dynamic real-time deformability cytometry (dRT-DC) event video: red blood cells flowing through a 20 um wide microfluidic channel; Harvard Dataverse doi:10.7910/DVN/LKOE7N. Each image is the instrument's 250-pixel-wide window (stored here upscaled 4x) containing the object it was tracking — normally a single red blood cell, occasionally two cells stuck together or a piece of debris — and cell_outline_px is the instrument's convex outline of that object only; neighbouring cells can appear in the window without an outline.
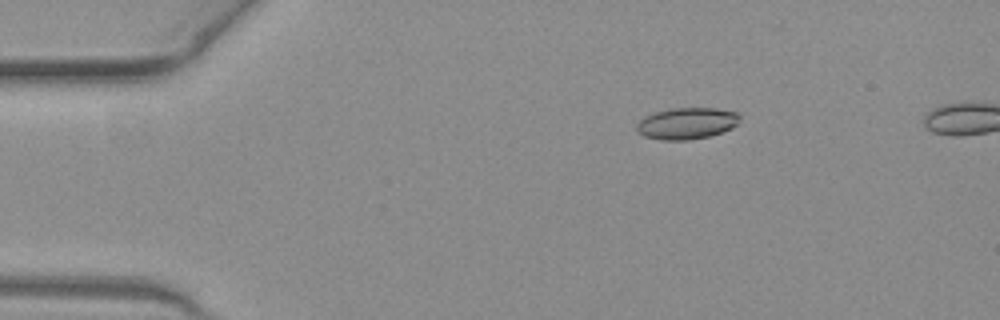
{"species": "common noctule bat (a hibernating species)", "species_latin": "Nyctalus noctula", "temperature_condition": "warm", "stored_images_in_passage": 49, "camera_frame_rate_fps": 3000, "um_per_image_px": 0.085, "animal": {"sex": "female", "body_mass_g": 19.3, "forearm_length_mm": 54.1}, "frame": {"image": 1, "passage_image": 9, "time_ms": 2.667, "image_size_px": [1000, 320], "cell_outline_px": [[740, 116], [736, 124], [732, 128], [708, 136], [688, 140], [660, 140], [644, 136], [636, 132], [636, 124], [644, 116], [656, 112], [672, 108], [716, 108], [736, 112]], "centroid_in_image_um": [58.33, 10.49], "position_along_channel_um": 26.7, "area_um2": 18.9}}
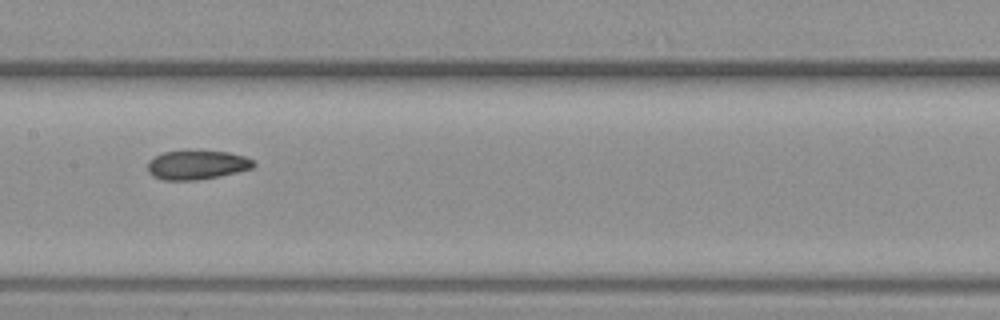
{"frame": {"image": 2, "passage_image": 26, "time_ms": 8.333, "image_size_px": [1000, 320], "cell_outline_px": [[256, 164], [252, 168], [220, 176], [196, 180], [164, 180], [152, 176], [148, 172], [148, 160], [164, 152], [228, 152], [244, 156], [252, 160]], "centroid_in_image_um": [16.72, 14.04], "position_along_channel_um": 190.7, "area_um2": 17.57}}
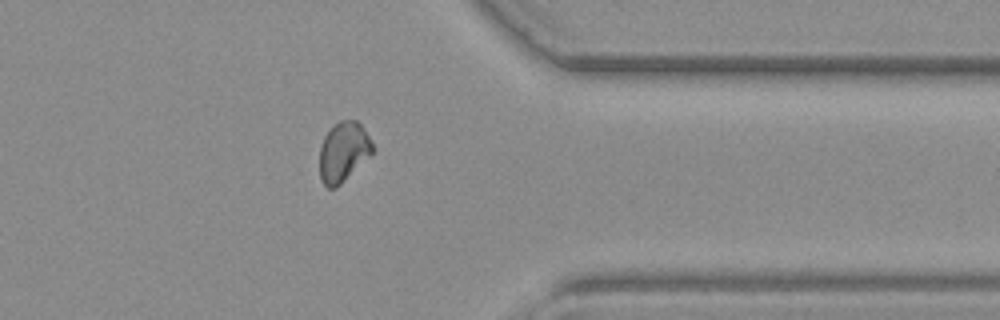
{"frame": {"image": 3, "passage_image": 41, "time_ms": 13.333, "image_size_px": [1000, 320], "cell_outline_px": [[376, 148], [336, 188], [328, 188], [320, 180], [320, 148], [324, 136], [332, 124], [340, 120], [356, 120], [364, 128]], "centroid_in_image_um": [29.17, 12.87], "position_along_channel_um": 382.2, "area_um2": 18.38}, "authors_computed_cell_mechanics": {"area_um2": 18.6116, "velocity_mm_per_s": 4.061, "shape_relaxation_time_tau1_ms": 8.6614, "shape_relaxation_time_tau2_ms": 2.7335, "deformation_change_tau1": 0.1381, "deformation_change_tau2": 0.0701}}